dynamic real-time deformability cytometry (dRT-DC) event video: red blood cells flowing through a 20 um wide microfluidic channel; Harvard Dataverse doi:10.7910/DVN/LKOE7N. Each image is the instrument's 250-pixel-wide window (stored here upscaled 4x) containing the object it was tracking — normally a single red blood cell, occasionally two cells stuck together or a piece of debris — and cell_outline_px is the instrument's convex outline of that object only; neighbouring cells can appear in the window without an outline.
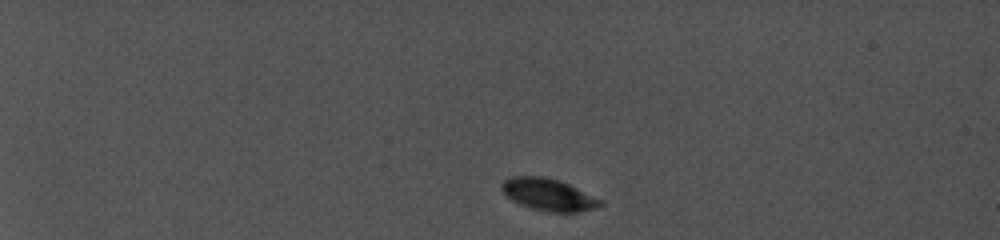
{"species": "common noctule bat (a hibernating species)", "species_latin": "Nyctalus noctula", "temperature_condition": "cold", "stored_images_in_passage": 14, "camera_frame_rate_fps": 5000, "um_per_image_px": 0.085, "animal": {"sex": "female", "body_mass_g": 19.0, "forearm_length_mm": 56.7}, "frame": {"image": 1, "passage_image": 1, "time_ms": 0.0, "image_size_px": [1000, 240], "cell_outline_px": [[604, 204], [596, 208], [580, 212], [548, 212], [528, 208], [512, 200], [500, 188], [500, 184], [504, 180], [512, 176], [544, 176], [560, 180], [604, 200]], "centroid_in_image_um": [46.65, 16.54], "position_along_channel_um": 38.4, "area_um2": 18.73}}
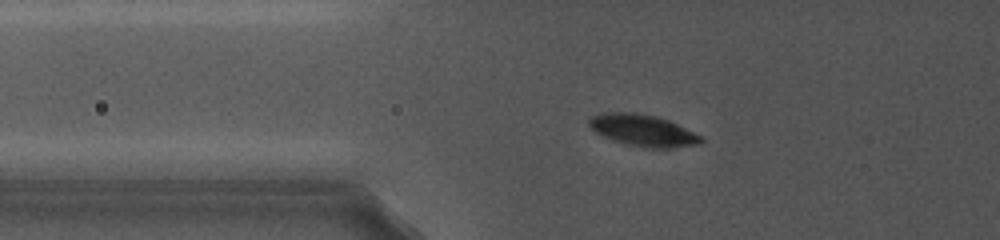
{"frame": {"image": 2, "passage_image": 7, "time_ms": 3.6, "image_size_px": [1000, 240], "cell_outline_px": [[704, 140], [700, 144], [672, 148], [648, 148], [624, 144], [604, 136], [596, 132], [588, 124], [588, 116], [600, 112], [636, 112], [656, 116], [668, 120], [700, 136]], "centroid_in_image_um": [54.59, 11.07], "position_along_channel_um": 71.2, "area_um2": 20.69}}
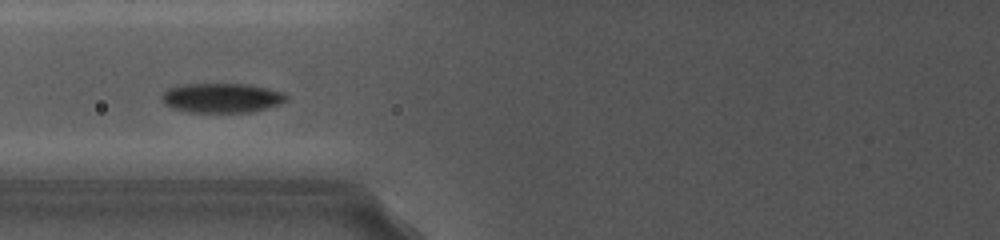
{"frame": {"image": 3, "passage_image": 10, "time_ms": 5.0, "image_size_px": [1000, 240], "cell_outline_px": [[288, 100], [268, 108], [252, 112], [188, 112], [172, 108], [164, 104], [160, 100], [160, 96], [168, 88], [180, 84], [248, 84], [268, 88], [284, 92], [288, 96]], "centroid_in_image_um": [18.83, 8.32], "position_along_channel_um": 107.0, "area_um2": 21.73}}